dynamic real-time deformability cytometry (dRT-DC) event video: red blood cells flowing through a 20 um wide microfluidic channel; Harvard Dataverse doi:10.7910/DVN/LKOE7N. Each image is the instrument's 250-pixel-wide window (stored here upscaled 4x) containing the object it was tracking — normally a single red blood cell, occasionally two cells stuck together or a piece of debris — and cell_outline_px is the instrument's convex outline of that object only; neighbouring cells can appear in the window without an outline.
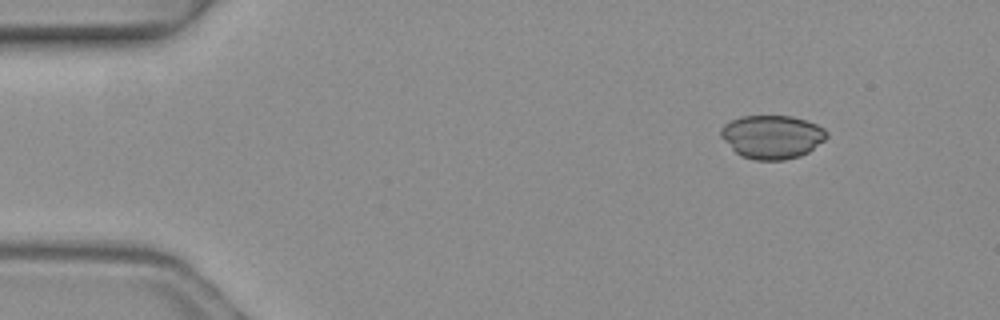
{"species": "common noctule bat (a hibernating species)", "species_latin": "Nyctalus noctula", "temperature_condition": "warm", "stored_images_in_passage": 3, "camera_frame_rate_fps": 3000, "um_per_image_px": 0.085, "animal": {"sex": "female", "body_mass_g": 19.3, "forearm_length_mm": 54.1}, "frame": {"image": 1, "passage_image": 1, "time_ms": 0.0, "image_size_px": [1000, 320], "cell_outline_px": [[828, 136], [824, 140], [808, 152], [800, 156], [784, 160], [756, 160], [744, 156], [736, 152], [720, 136], [720, 128], [724, 124], [740, 116], [792, 116], [816, 124], [824, 128], [828, 132]], "centroid_in_image_um": [65.63, 11.62], "position_along_channel_um": 19.4, "area_um2": 26.7}}
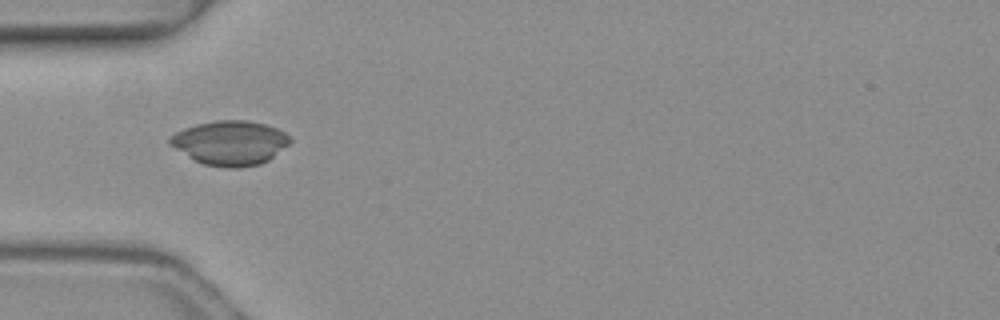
{"frame": {"image": 2, "passage_image": 3, "time_ms": 0.667, "image_size_px": [1000, 320], "cell_outline_px": [[292, 140], [288, 144], [268, 160], [260, 164], [240, 168], [228, 168], [204, 164], [188, 156], [168, 144], [168, 140], [176, 132], [184, 128], [196, 124], [216, 120], [244, 120], [264, 124], [276, 128], [284, 132]], "centroid_in_image_um": [19.55, 12.14], "position_along_channel_um": 65.5, "area_um2": 30.81}}